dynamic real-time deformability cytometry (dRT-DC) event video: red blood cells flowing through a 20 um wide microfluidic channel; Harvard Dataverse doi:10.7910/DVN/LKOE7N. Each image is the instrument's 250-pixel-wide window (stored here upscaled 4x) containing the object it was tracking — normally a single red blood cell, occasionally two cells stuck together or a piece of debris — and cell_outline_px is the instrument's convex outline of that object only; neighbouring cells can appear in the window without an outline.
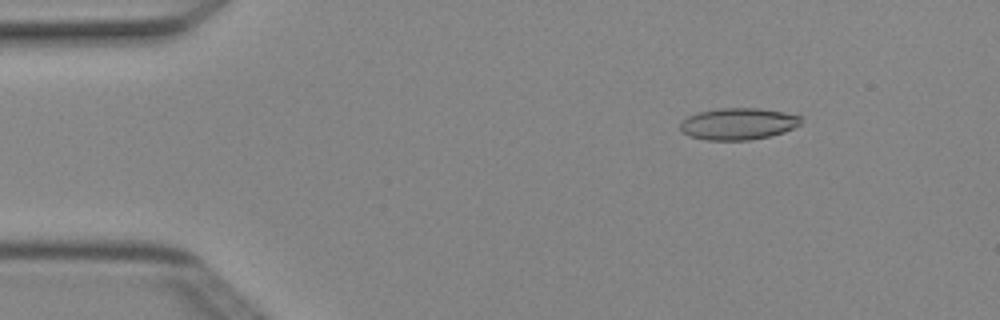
{"species": "Egyptian fruit bat (a non-hibernating species)", "species_latin": "Rousettus aegyptiacus", "temperature_condition": "cold", "stored_images_in_passage": 4, "camera_frame_rate_fps": 3000, "um_per_image_px": 0.085, "animal": {"sex": "female"}, "frame": {"image": 1, "passage_image": 2, "time_ms": 0.333, "image_size_px": [1000, 320], "cell_outline_px": [[804, 116], [800, 124], [784, 132], [772, 136], [748, 140], [708, 140], [688, 136], [680, 128], [680, 124], [688, 116], [700, 112], [720, 108], [760, 108], [784, 112]], "centroid_in_image_um": [62.79, 10.52], "position_along_channel_um": 22.2, "area_um2": 22.37}}
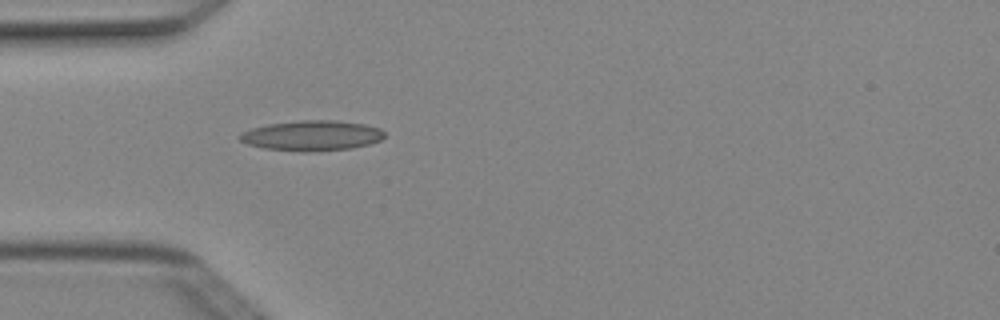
{"frame": {"image": 2, "passage_image": 4, "time_ms": 1.0, "image_size_px": [1000, 320], "cell_outline_px": [[384, 136], [380, 140], [368, 144], [352, 148], [308, 152], [304, 152], [264, 148], [248, 144], [240, 140], [236, 136], [240, 132], [252, 128], [268, 124], [300, 120], [336, 120], [364, 124], [380, 128], [384, 132]], "centroid_in_image_um": [26.48, 11.52], "position_along_channel_um": 58.5, "area_um2": 25.55}}